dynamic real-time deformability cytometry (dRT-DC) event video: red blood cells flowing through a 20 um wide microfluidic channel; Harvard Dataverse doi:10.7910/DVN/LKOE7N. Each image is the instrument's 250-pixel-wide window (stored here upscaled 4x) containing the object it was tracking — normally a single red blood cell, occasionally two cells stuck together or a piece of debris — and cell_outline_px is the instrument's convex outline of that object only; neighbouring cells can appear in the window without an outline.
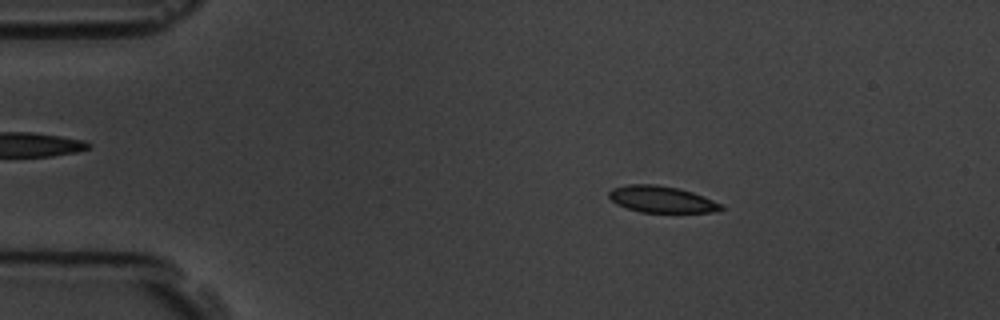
{"species": "common noctule bat (a hibernating species)", "species_latin": "Nyctalus noctula", "temperature_condition": "room temperature", "stored_images_in_passage": 5, "camera_frame_rate_fps": 3000, "um_per_image_px": 0.085, "animal": {"sex": "male", "body_mass_g": 19.5, "forearm_length_mm": 54.6}, "frame": {"image": 1, "passage_image": 4, "time_ms": 3.333, "image_size_px": [1000, 320], "cell_outline_px": [[724, 208], [712, 212], [640, 212], [616, 204], [608, 196], [608, 192], [612, 188], [628, 184], [656, 184], [676, 188], [692, 192], [704, 196], [724, 204]], "centroid_in_image_um": [56.23, 16.94], "position_along_channel_um": 28.8, "area_um2": 17.34}}